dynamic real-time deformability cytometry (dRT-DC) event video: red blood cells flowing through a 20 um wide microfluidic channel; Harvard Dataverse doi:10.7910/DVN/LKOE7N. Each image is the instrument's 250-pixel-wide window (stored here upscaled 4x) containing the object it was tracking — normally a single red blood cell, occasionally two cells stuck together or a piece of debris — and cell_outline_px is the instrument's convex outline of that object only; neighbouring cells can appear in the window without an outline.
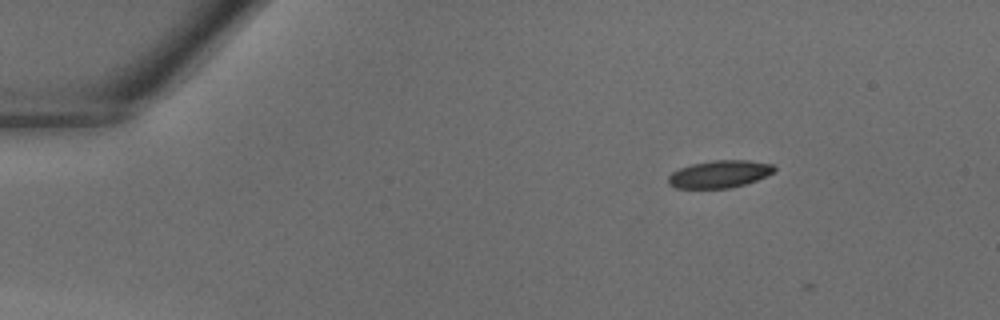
{"species": "common noctule bat (a hibernating species)", "species_latin": "Nyctalus noctula", "temperature_condition": "warm", "stored_images_in_passage": 7, "camera_frame_rate_fps": 3000, "um_per_image_px": 0.085, "animal": {"sex": "male", "body_mass_g": 18.8}, "frame": {"image": 1, "passage_image": 2, "time_ms": 0.333, "image_size_px": [1000, 320], "cell_outline_px": [[776, 168], [772, 172], [756, 180], [744, 184], [728, 188], [676, 188], [668, 184], [668, 176], [672, 172], [680, 168], [692, 164], [712, 160], [748, 160], [772, 164]], "centroid_in_image_um": [61.12, 14.79], "position_along_channel_um": 23.9, "area_um2": 16.76}}